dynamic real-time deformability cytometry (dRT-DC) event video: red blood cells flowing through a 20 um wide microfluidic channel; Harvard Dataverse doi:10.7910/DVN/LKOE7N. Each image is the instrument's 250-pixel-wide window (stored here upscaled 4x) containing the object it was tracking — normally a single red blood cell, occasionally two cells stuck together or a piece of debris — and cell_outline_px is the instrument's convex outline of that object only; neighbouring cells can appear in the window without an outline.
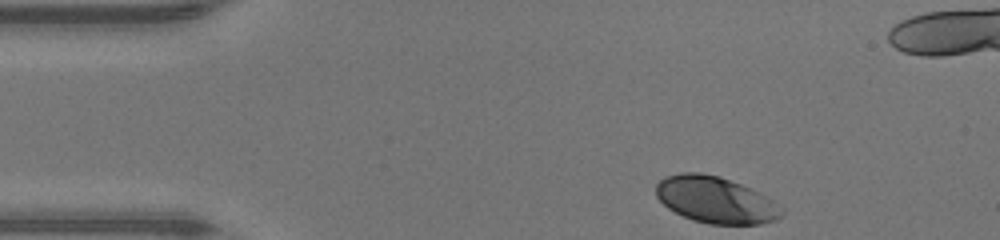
{"species": "human", "species_latin": "Homo sapiens", "temperature_condition": "warm", "stored_images_in_passage": 34, "camera_frame_rate_fps": 3000, "um_per_image_px": 0.085, "donor": {"sex": "male"}, "frame": {"image": 1, "passage_image": 1, "time_ms": 0.0, "image_size_px": [1000, 240], "cell_outline_px": [[784, 212], [776, 220], [760, 224], [708, 224], [692, 220], [668, 208], [656, 196], [656, 184], [664, 176], [680, 172], [700, 172], [720, 176], [752, 188], [768, 196], [784, 208]], "centroid_in_image_um": [60.85, 16.98], "position_along_channel_um": 24.1, "area_um2": 34.45}}
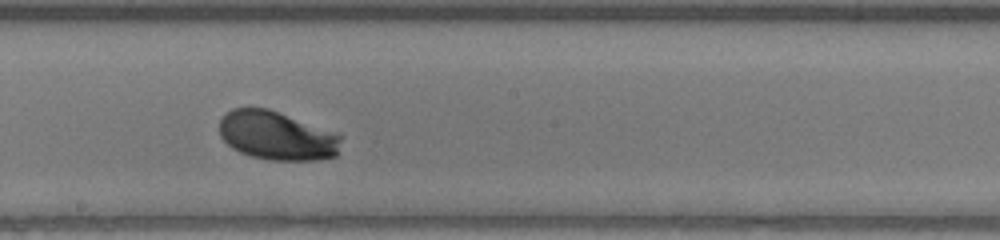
{"frame": {"image": 2, "passage_image": 20, "time_ms": 6.333, "image_size_px": [1000, 240], "cell_outline_px": [[344, 136], [336, 156], [316, 160], [272, 160], [252, 156], [240, 152], [232, 148], [220, 136], [220, 120], [232, 108], [268, 108]], "centroid_in_image_um": [23.54, 11.54], "position_along_channel_um": 224.7, "area_um2": 34.33}}
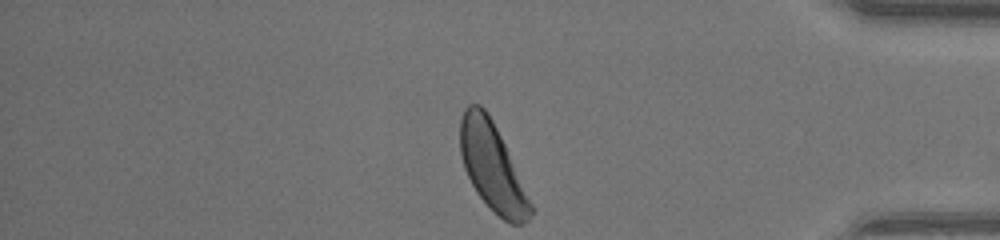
{"frame": {"image": 3, "passage_image": 34, "time_ms": 11.0, "image_size_px": [1000, 240], "cell_outline_px": [[532, 212], [528, 220], [524, 224], [512, 224], [504, 220], [476, 192], [464, 168], [460, 152], [460, 120], [464, 108], [468, 104], [480, 104], [484, 108], [492, 120], [504, 144], [532, 204]], "centroid_in_image_um": [41.82, 14.16], "position_along_channel_um": 393.4, "area_um2": 35.14}, "authors_computed_cell_mechanics": {"area_um2": 34.3043, "velocity_mm_per_s": 4.3035, "shape_relaxation_time_tau1_ms": 1.5037, "shape_relaxation_time_tau2_ms": null, "deformation_change_tau1": 0.1104, "deformation_change_tau2": null}}